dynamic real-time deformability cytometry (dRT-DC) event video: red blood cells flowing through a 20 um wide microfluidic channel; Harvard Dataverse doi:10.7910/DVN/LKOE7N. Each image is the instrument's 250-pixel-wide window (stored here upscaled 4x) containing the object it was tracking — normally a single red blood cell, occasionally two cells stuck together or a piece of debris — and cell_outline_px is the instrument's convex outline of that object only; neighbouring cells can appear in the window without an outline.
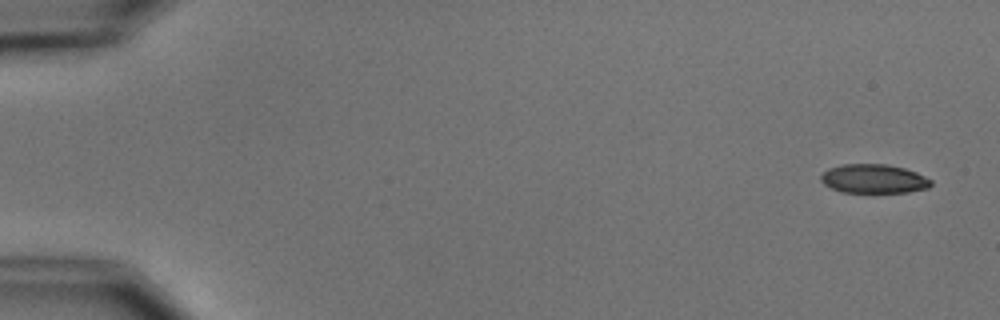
{"species": "common noctule bat (a hibernating species)", "species_latin": "Nyctalus noctula", "temperature_condition": "cold", "stored_images_in_passage": 5, "camera_frame_rate_fps": 3000, "um_per_image_px": 0.085, "animal": {"sex": "male", "body_mass_g": 15.6}, "frame": {"image": 1, "passage_image": 1, "time_ms": 0.0, "image_size_px": [1000, 320], "cell_outline_px": [[932, 184], [928, 188], [908, 192], [840, 192], [824, 184], [820, 180], [820, 176], [828, 168], [844, 164], [884, 164], [904, 168], [916, 172], [932, 180]], "centroid_in_image_um": [74.26, 15.19], "position_along_channel_um": 10.7, "area_um2": 18.55}}
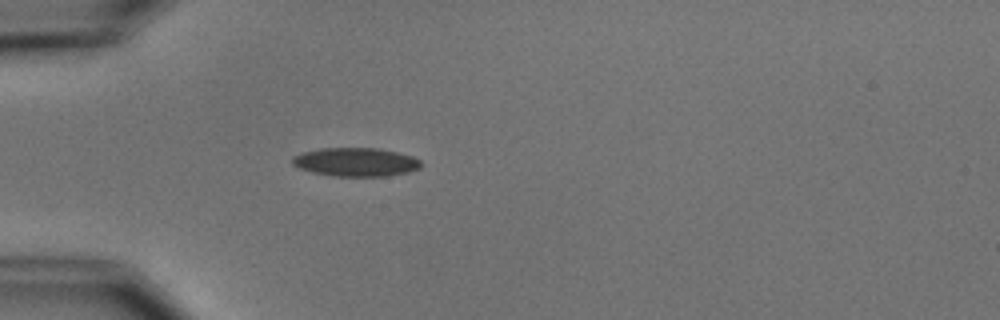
{"frame": {"image": 2, "passage_image": 5, "time_ms": 4.667, "image_size_px": [1000, 320], "cell_outline_px": [[420, 168], [408, 172], [388, 176], [336, 176], [312, 172], [300, 168], [292, 164], [292, 156], [300, 152], [320, 148], [376, 148], [396, 152], [412, 156], [420, 160]], "centroid_in_image_um": [30.21, 13.77], "position_along_channel_um": 54.8, "area_um2": 21.44}}